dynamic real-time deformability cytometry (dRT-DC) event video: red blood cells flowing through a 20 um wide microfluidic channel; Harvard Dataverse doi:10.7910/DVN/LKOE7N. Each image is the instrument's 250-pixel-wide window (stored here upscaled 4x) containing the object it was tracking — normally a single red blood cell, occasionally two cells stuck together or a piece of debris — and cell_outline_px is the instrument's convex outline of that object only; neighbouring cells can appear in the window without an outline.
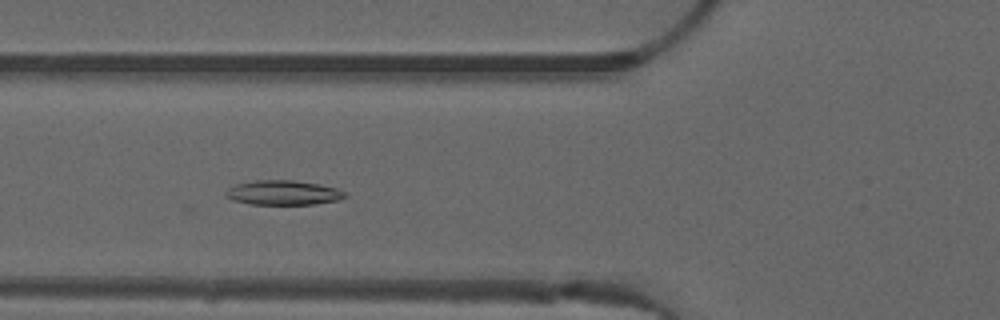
{"species": "common noctule bat (a hibernating species)", "species_latin": "Nyctalus noctula", "temperature_condition": "warm", "stored_images_in_passage": 38, "camera_frame_rate_fps": 3000, "um_per_image_px": 0.085, "animal": {"sex": "male", "forearm_length_mm": 52.5}, "frame": {"image": 1, "passage_image": 6, "time_ms": 1.667, "image_size_px": [1000, 320], "cell_outline_px": [[348, 196], [340, 200], [316, 204], [248, 204], [232, 200], [224, 196], [224, 192], [228, 188], [236, 184], [256, 180], [292, 180], [316, 184], [336, 188], [344, 192]], "centroid_in_image_um": [24.04, 16.39], "position_along_channel_um": 101.8, "area_um2": 17.11}}
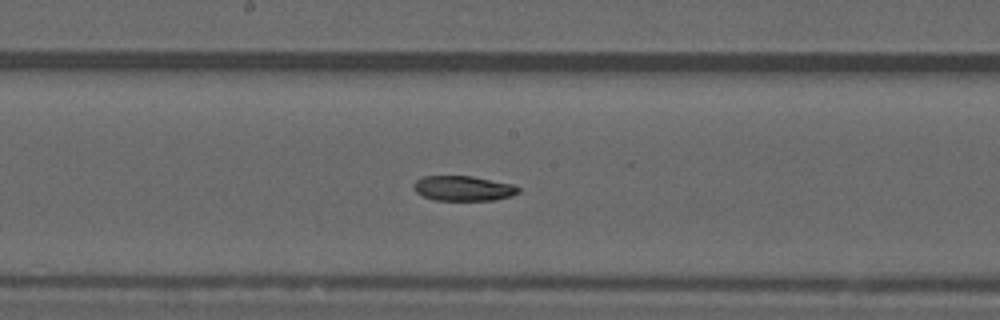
{"frame": {"image": 2, "passage_image": 14, "time_ms": 4.333, "image_size_px": [1000, 320], "cell_outline_px": [[520, 192], [512, 196], [492, 200], [436, 200], [424, 196], [416, 192], [412, 184], [416, 180], [424, 176], [472, 176], [512, 184], [520, 188]], "centroid_in_image_um": [39.38, 16.0], "position_along_channel_um": 208.8, "area_um2": 15.2}}
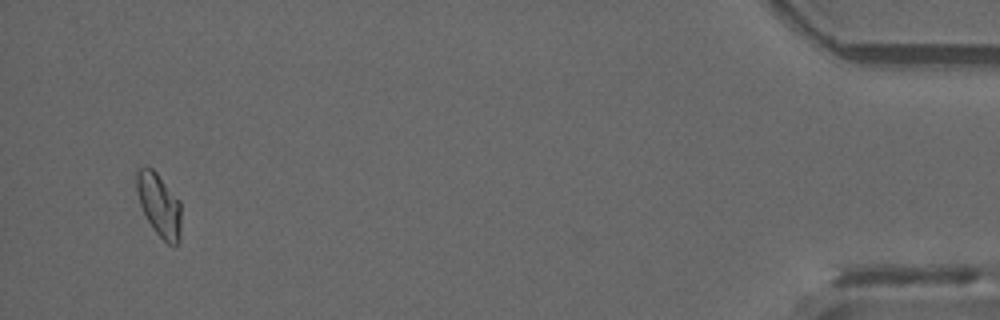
{"frame": {"image": 3, "passage_image": 36, "time_ms": 11.667, "image_size_px": [1000, 320], "cell_outline_px": [[180, 236], [176, 244], [168, 244], [152, 228], [140, 204], [136, 188], [136, 172], [144, 164], [152, 168], [156, 172], [180, 200]], "centroid_in_image_um": [13.51, 17.37], "position_along_channel_um": 421.7, "area_um2": 16.24}}